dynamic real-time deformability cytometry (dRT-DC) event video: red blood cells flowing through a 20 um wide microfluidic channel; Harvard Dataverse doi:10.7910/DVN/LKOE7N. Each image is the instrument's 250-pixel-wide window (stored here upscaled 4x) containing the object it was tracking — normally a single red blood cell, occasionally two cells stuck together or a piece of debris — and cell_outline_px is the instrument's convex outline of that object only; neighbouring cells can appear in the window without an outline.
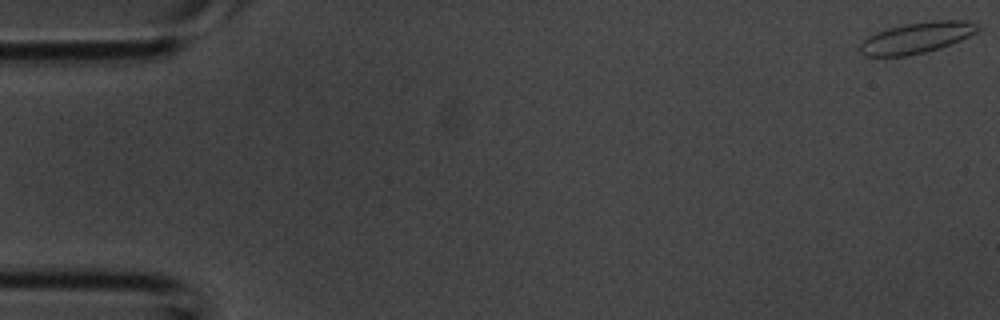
{"species": "common noctule bat (a hibernating species)", "species_latin": "Nyctalus noctula", "temperature_condition": "room temperature", "stored_images_in_passage": 3, "camera_frame_rate_fps": 3000, "um_per_image_px": 0.085, "animal": {"sex": "male", "body_mass_g": 20.1, "forearm_length_mm": 53.5}, "frame": {"image": 1, "passage_image": 1, "time_ms": 0.0, "image_size_px": [1000, 320], "cell_outline_px": [[984, 28], [960, 40], [940, 48], [924, 52], [904, 56], [864, 56], [860, 52], [860, 44], [868, 36], [876, 32], [888, 28], [904, 24], [932, 20], [964, 20], [984, 24]], "centroid_in_image_um": [77.98, 3.19], "position_along_channel_um": 7.0, "area_um2": 21.44}}